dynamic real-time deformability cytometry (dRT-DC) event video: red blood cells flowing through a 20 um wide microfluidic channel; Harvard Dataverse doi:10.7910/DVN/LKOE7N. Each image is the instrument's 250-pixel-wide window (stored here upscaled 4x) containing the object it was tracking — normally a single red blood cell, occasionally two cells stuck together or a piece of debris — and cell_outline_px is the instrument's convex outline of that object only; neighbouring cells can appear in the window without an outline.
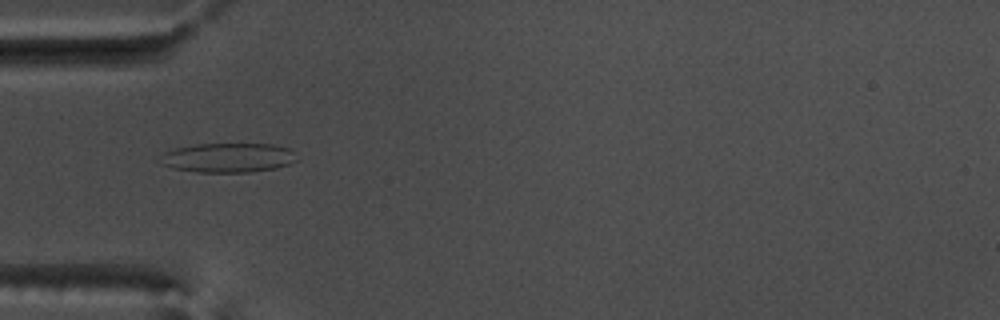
{"species": "common noctule bat (a hibernating species)", "species_latin": "Nyctalus noctula", "temperature_condition": "warm", "stored_images_in_passage": 55, "camera_frame_rate_fps": 3000, "um_per_image_px": 0.085, "animal": {"sex": "male", "body_mass_g": 17.5, "forearm_length_mm": 52.3}, "frame": {"image": 1, "passage_image": 18, "time_ms": 5.667, "image_size_px": [1000, 320], "cell_outline_px": [[296, 160], [288, 164], [276, 168], [248, 172], [196, 172], [172, 168], [156, 160], [164, 152], [176, 148], [196, 144], [272, 144], [288, 148], [296, 152]], "centroid_in_image_um": [19.36, 13.4], "position_along_channel_um": 65.6, "area_um2": 23.47}}
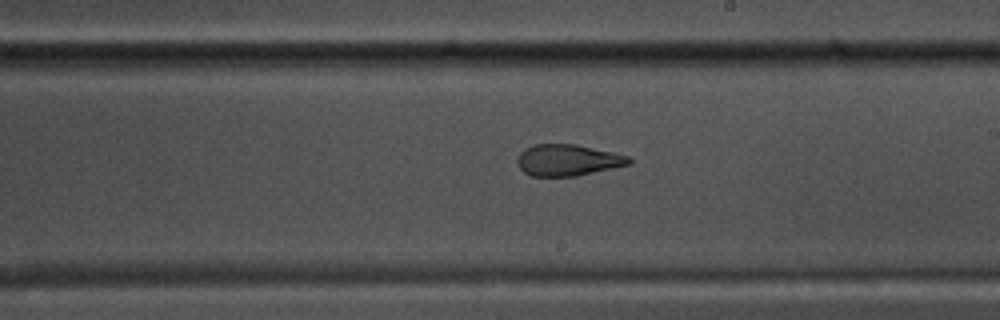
{"frame": {"image": 2, "passage_image": 32, "time_ms": 10.333, "image_size_px": [1000, 320], "cell_outline_px": [[632, 164], [576, 176], [532, 176], [524, 172], [516, 164], [516, 160], [520, 152], [524, 148], [532, 144], [576, 144], [612, 152], [628, 156], [632, 160]], "centroid_in_image_um": [48.24, 13.61], "position_along_channel_um": 240.8, "area_um2": 20.58}}
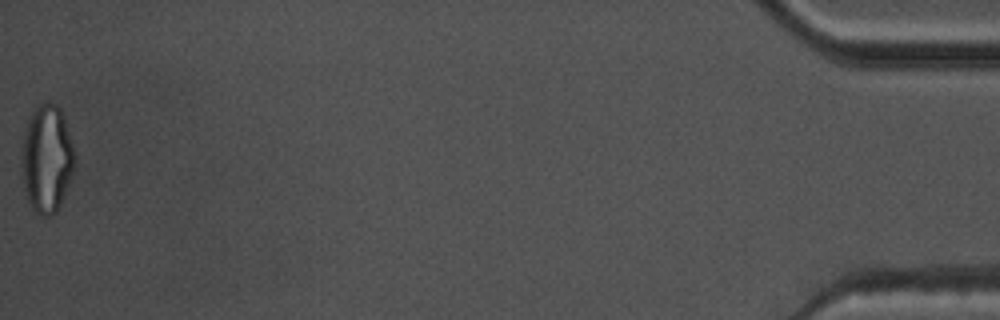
{"frame": {"image": 3, "passage_image": 55, "time_ms": 18.0, "image_size_px": [1000, 320], "cell_outline_px": [[76, 164], [72, 176], [60, 204], [56, 212], [48, 216], [40, 216], [28, 204], [24, 192], [20, 160], [24, 128], [28, 116], [40, 104], [56, 104], [60, 108], [64, 116], [72, 144], [76, 160]], "centroid_in_image_um": [3.95, 13.51], "position_along_channel_um": 431.2, "area_um2": 33.81}, "authors_computed_cell_mechanics": {"area_um2": 23.7558, "velocity_mm_per_s": 3.767, "shape_relaxation_time_tau1_ms": 10.282, "shape_relaxation_time_tau2_ms": 1.9632, "deformation_change_tau1": 0.2719, "deformation_change_tau2": 0.1001}}